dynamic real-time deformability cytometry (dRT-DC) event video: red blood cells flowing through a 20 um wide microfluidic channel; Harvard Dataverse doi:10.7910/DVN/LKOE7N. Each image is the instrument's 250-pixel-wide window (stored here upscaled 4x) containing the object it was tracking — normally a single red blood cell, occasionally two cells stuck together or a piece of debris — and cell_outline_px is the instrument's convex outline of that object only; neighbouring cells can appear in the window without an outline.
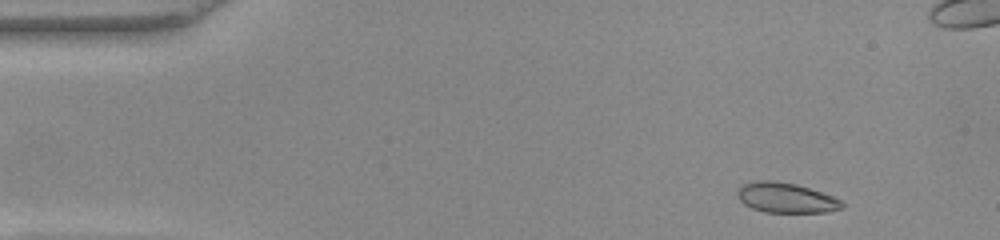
{"species": "common noctule bat (a hibernating species)", "species_latin": "Nyctalus noctula", "temperature_condition": "warm", "stored_images_in_passage": 48, "camera_frame_rate_fps": 3000, "um_per_image_px": 0.085, "animal": {"sex": "female", "body_mass_g": 22.0, "forearm_length_mm": 56.7}, "frame": {"image": 1, "passage_image": 2, "time_ms": 0.333, "image_size_px": [1000, 240], "cell_outline_px": [[844, 208], [828, 212], [764, 212], [752, 208], [744, 204], [736, 196], [736, 188], [740, 184], [752, 180], [776, 180], [796, 184], [832, 196], [840, 200], [844, 204]], "centroid_in_image_um": [66.73, 16.79], "position_along_channel_um": 18.3, "area_um2": 18.61}}
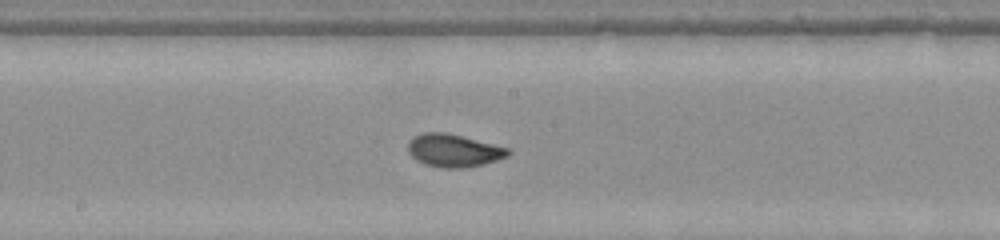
{"frame": {"image": 2, "passage_image": 23, "time_ms": 7.333, "image_size_px": [1000, 240], "cell_outline_px": [[512, 152], [508, 156], [484, 164], [464, 168], [444, 168], [424, 164], [416, 160], [408, 152], [408, 144], [416, 136], [424, 132], [444, 132], [508, 148]], "centroid_in_image_um": [38.56, 12.81], "position_along_channel_um": 209.6, "area_um2": 18.84}}
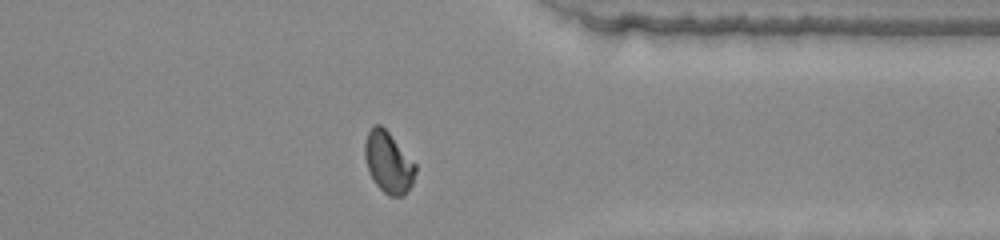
{"frame": {"image": 3, "passage_image": 36, "time_ms": 11.667, "image_size_px": [1000, 240], "cell_outline_px": [[416, 172], [412, 184], [404, 196], [388, 196], [376, 184], [368, 172], [364, 156], [364, 144], [368, 132], [376, 124], [380, 124], [388, 132], [416, 164]], "centroid_in_image_um": [33.01, 13.82], "position_along_channel_um": 378.4, "area_um2": 17.98}, "authors_computed_cell_mechanics": {"area_um2": 18.3226, "velocity_mm_per_s": 4.085, "shape_relaxation_time_tau1_ms": 7.0245, "shape_relaxation_time_tau2_ms": null, "deformation_change_tau1": 0.2135, "deformation_change_tau2": null}}